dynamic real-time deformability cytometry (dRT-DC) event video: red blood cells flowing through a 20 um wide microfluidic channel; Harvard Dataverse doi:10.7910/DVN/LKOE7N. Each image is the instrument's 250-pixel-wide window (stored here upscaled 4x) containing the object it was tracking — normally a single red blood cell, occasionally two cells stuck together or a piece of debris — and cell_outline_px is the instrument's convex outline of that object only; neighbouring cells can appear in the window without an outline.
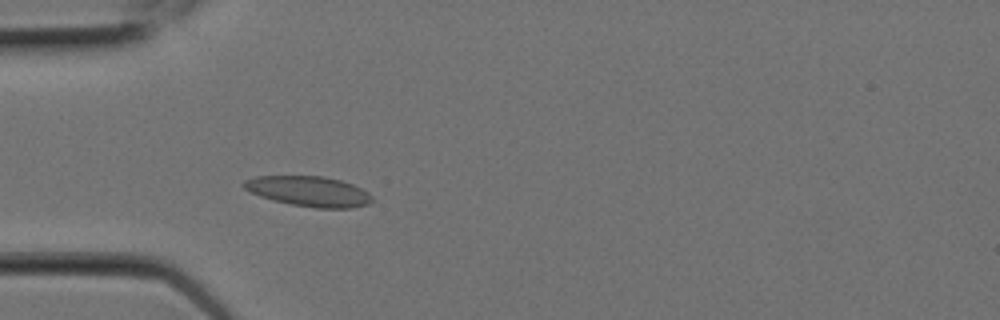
{"species": "Egyptian fruit bat (a non-hibernating species)", "species_latin": "Rousettus aegyptiacus", "temperature_condition": "room temperature", "stored_images_in_passage": 5, "camera_frame_rate_fps": 3000, "um_per_image_px": 0.085, "animal": {"sex": "female"}, "frame": {"image": 1, "passage_image": 5, "time_ms": 1.333, "image_size_px": [1000, 320], "cell_outline_px": [[372, 200], [368, 204], [352, 208], [316, 208], [292, 204], [260, 196], [248, 192], [244, 188], [244, 180], [256, 176], [324, 176], [340, 180], [352, 184], [368, 192], [372, 196]], "centroid_in_image_um": [26.26, 16.26], "position_along_channel_um": 58.7, "area_um2": 22.43}}